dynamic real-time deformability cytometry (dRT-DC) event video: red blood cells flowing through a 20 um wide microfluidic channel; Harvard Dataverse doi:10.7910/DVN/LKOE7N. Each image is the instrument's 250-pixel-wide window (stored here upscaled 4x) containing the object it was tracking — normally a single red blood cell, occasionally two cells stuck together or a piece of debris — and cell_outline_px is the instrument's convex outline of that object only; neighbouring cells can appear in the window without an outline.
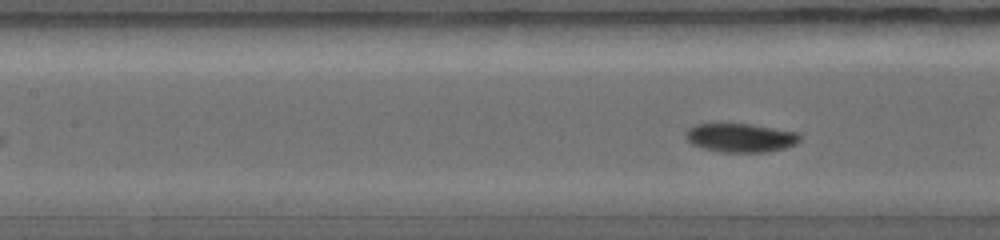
{"species": "common noctule bat (a hibernating species)", "species_latin": "Nyctalus noctula", "temperature_condition": "warm", "stored_images_in_passage": 8, "segment_of_instrument_passage": [2, 2], "camera_frame_rate_fps": 5000, "um_per_image_px": 0.085, "animal": {"sex": "female", "body_mass_g": 19.0, "forearm_length_mm": 56.7}, "frame": {"image": 1, "passage_image": 8, "time_ms": 3.4, "image_size_px": [1000, 240], "cell_outline_px": [[800, 140], [784, 148], [768, 152], [720, 152], [704, 148], [692, 144], [688, 140], [688, 132], [692, 128], [700, 124], [744, 124], [792, 132], [800, 136]], "centroid_in_image_um": [62.94, 11.74], "position_along_channel_um": 144.5, "area_um2": 18.21}}